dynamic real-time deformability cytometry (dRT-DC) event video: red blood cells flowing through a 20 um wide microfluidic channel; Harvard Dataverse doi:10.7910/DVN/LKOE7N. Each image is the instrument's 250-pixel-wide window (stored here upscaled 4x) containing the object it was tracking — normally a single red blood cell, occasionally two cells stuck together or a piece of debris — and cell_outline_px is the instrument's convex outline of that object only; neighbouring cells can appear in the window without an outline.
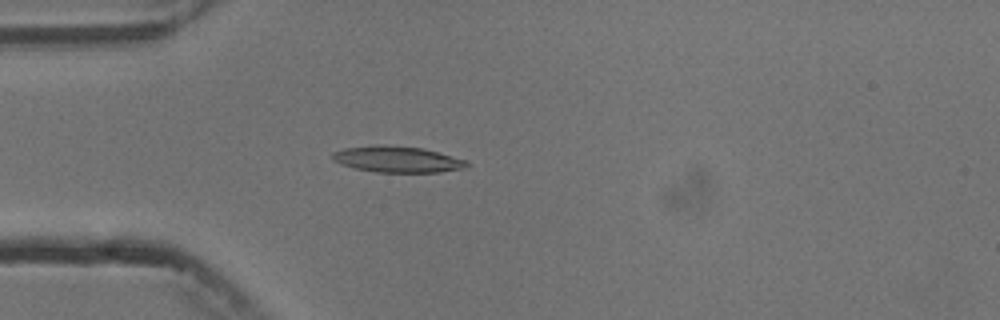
{"species": "common noctule bat (a hibernating species)", "species_latin": "Nyctalus noctula", "temperature_condition": "cold", "stored_images_in_passage": 2, "camera_frame_rate_fps": 3000, "um_per_image_px": 0.085, "animal": {"sex": "male", "body_mass_g": 13.3}, "frame": {"image": 1, "passage_image": 2, "time_ms": 2.0, "image_size_px": [1000, 320], "cell_outline_px": [[468, 164], [464, 168], [440, 172], [376, 172], [356, 168], [340, 164], [332, 160], [332, 152], [344, 148], [376, 144], [424, 148], [468, 160]], "centroid_in_image_um": [33.76, 13.53], "position_along_channel_um": 51.2, "area_um2": 20.58}}